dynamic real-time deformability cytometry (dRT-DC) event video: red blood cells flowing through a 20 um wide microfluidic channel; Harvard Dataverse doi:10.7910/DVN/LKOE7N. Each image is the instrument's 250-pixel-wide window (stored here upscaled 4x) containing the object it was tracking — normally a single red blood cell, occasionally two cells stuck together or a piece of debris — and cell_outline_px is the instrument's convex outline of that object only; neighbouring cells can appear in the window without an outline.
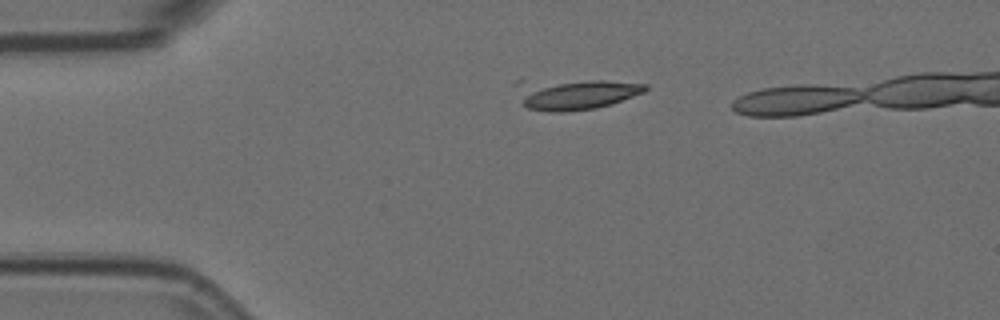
{"species": "Egyptian fruit bat (a non-hibernating species)", "species_latin": "Rousettus aegyptiacus", "temperature_condition": "room temperature", "stored_images_in_passage": 3, "camera_frame_rate_fps": 3000, "um_per_image_px": 0.085, "animal": {"sex": "female"}, "frame": {"image": 1, "passage_image": 1, "time_ms": 0.0, "image_size_px": [1000, 320], "cell_outline_px": [[648, 88], [644, 92], [612, 104], [596, 108], [564, 112], [548, 112], [528, 108], [524, 104], [516, 84], [516, 80], [604, 80], [648, 84]], "centroid_in_image_um": [48.89, 7.98], "position_along_channel_um": 36.1, "area_um2": 23.35}}